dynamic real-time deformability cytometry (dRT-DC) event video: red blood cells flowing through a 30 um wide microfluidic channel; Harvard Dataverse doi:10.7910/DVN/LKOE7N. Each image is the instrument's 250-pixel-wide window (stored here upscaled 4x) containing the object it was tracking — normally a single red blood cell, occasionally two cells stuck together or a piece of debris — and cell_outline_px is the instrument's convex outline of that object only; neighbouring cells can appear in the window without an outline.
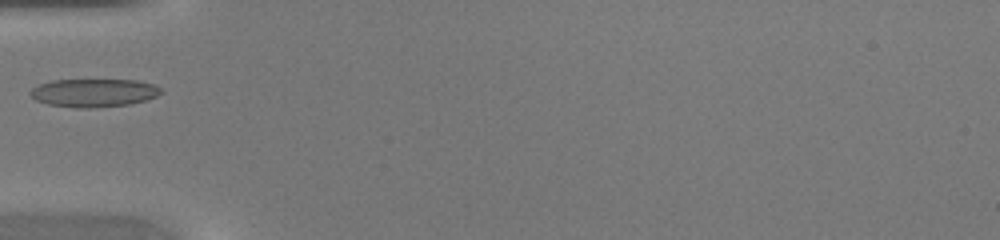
{"species": "common noctule bat (a hibernating species)", "species_latin": "Nyctalus noctula", "temperature_condition": "warm", "stored_images_in_passage": 6, "camera_frame_rate_fps": 3000, "um_per_image_px": 0.085, "animal": {"sex": "female", "body_mass_g": 20.0, "forearm_length_mm": 54.0}, "frame": {"image": 1, "passage_image": 1, "time_ms": 0.0, "image_size_px": [1000, 240], "cell_outline_px": [[164, 92], [156, 96], [144, 100], [128, 104], [92, 108], [76, 108], [48, 104], [36, 100], [28, 92], [32, 88], [40, 84], [52, 80], [136, 80], [156, 84]], "centroid_in_image_um": [7.98, 7.88], "position_along_channel_um": 77.0, "area_um2": 21.44}}
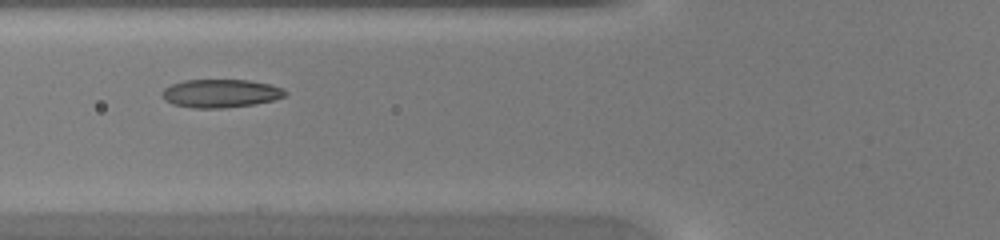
{"frame": {"image": 2, "passage_image": 3, "time_ms": 0.667, "image_size_px": [1000, 240], "cell_outline_px": [[288, 92], [284, 96], [272, 100], [252, 104], [224, 108], [192, 108], [172, 104], [164, 100], [160, 96], [160, 92], [164, 88], [172, 84], [184, 80], [248, 80], [268, 84], [280, 88]], "centroid_in_image_um": [18.67, 7.94], "position_along_channel_um": 107.1, "area_um2": 20.23}}